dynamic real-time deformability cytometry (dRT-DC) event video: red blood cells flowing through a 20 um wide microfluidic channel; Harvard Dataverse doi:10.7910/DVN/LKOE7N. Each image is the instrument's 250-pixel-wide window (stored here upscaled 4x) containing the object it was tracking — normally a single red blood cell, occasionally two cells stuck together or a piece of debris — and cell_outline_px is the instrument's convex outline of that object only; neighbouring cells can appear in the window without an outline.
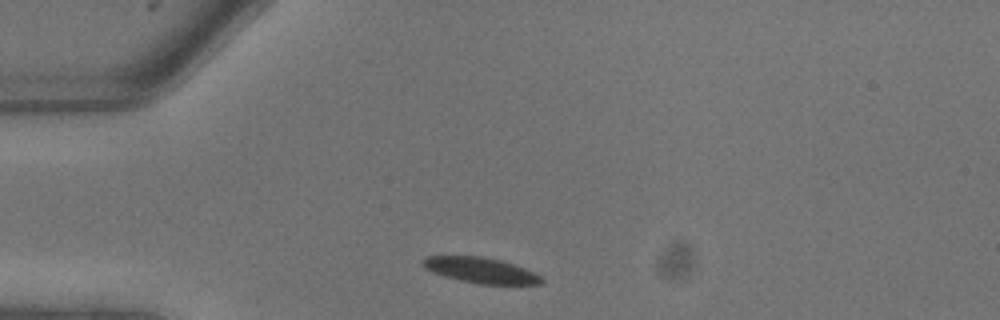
{"species": "common noctule bat (a hibernating species)", "species_latin": "Nyctalus noctula", "temperature_condition": "warm", "stored_images_in_passage": 5, "camera_frame_rate_fps": 3000, "um_per_image_px": 0.085, "animal": {"sex": "male", "body_mass_g": 13.3}, "frame": {"image": 1, "passage_image": 1, "time_ms": 0.0, "image_size_px": [1000, 320], "cell_outline_px": [[544, 280], [540, 284], [480, 284], [460, 280], [444, 276], [424, 268], [420, 264], [428, 256], [480, 256], [500, 260], [524, 268], [540, 276]], "centroid_in_image_um": [40.84, 22.97], "position_along_channel_um": 44.2, "area_um2": 17.4}}
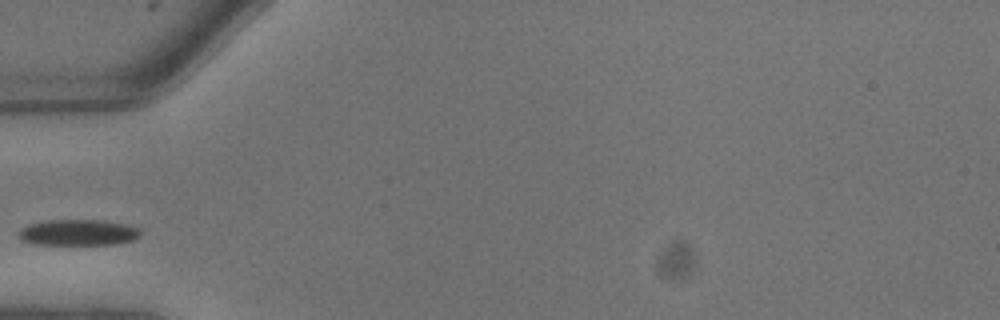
{"frame": {"image": 2, "passage_image": 3, "time_ms": 0.667, "image_size_px": [1000, 320], "cell_outline_px": [[140, 236], [132, 240], [116, 244], [40, 244], [20, 240], [16, 236], [16, 232], [20, 228], [28, 224], [48, 220], [104, 220], [124, 224], [136, 228], [140, 232]], "centroid_in_image_um": [6.57, 19.76], "position_along_channel_um": 78.4, "area_um2": 18.44}}